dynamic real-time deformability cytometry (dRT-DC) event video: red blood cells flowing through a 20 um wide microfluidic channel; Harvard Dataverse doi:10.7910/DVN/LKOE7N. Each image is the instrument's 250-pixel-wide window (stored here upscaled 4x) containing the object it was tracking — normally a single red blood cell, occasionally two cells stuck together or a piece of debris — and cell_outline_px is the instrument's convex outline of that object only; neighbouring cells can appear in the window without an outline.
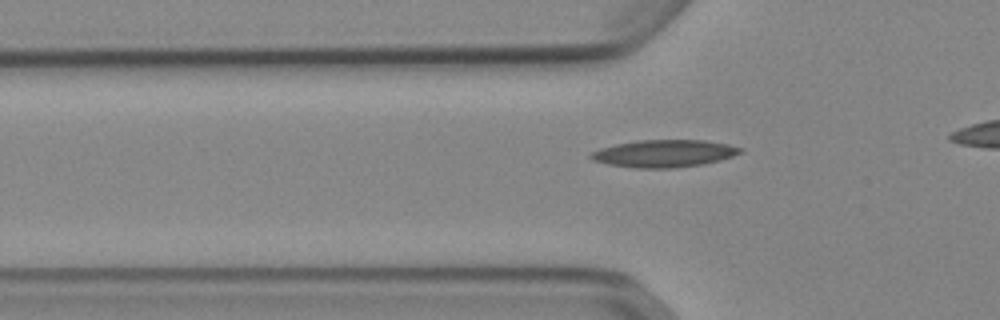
{"species": "Egyptian fruit bat (a non-hibernating species)", "species_latin": "Rousettus aegyptiacus", "temperature_condition": "cold", "stored_images_in_passage": 35, "camera_frame_rate_fps": 3000, "um_per_image_px": 0.085, "animal": {"sex": "female"}, "frame": {"image": 1, "passage_image": 9, "time_ms": 2.667, "image_size_px": [1000, 320], "cell_outline_px": [[744, 152], [720, 160], [700, 164], [672, 168], [636, 168], [608, 164], [592, 160], [588, 156], [592, 152], [600, 148], [616, 144], [636, 140], [704, 140], [728, 144], [744, 148]], "centroid_in_image_um": [56.45, 13.04], "position_along_channel_um": 69.3, "area_um2": 23.81}}
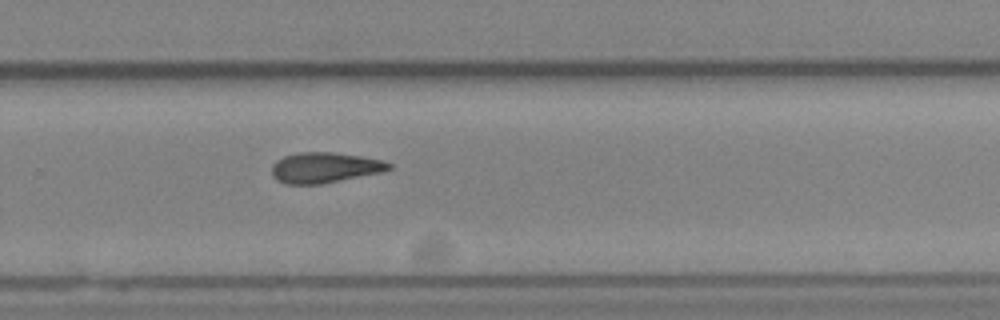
{"frame": {"image": 2, "passage_image": 27, "time_ms": 8.667, "image_size_px": [1000, 320], "cell_outline_px": [[392, 168], [380, 172], [320, 184], [288, 184], [276, 180], [272, 176], [272, 164], [276, 160], [284, 156], [300, 152], [332, 152], [360, 156], [380, 160], [392, 164]], "centroid_in_image_um": [27.55, 14.24], "position_along_channel_um": 302.3, "area_um2": 20.58}}
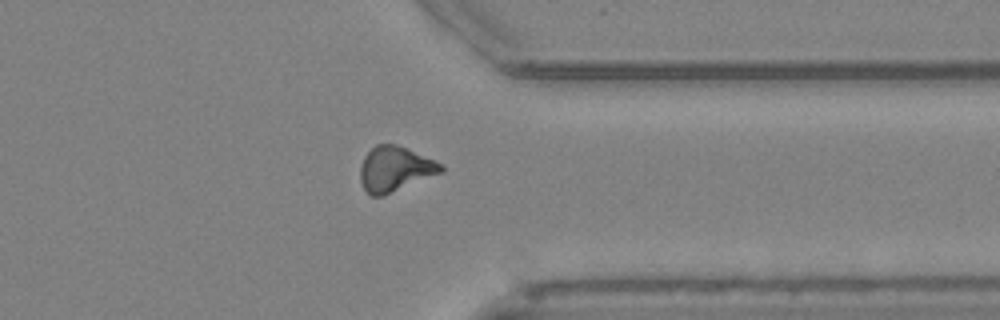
{"frame": {"image": 3, "passage_image": 33, "time_ms": 10.667, "image_size_px": [1000, 320], "cell_outline_px": [[444, 172], [384, 196], [372, 196], [364, 188], [360, 180], [360, 164], [364, 156], [376, 144], [396, 144], [436, 160], [444, 164]], "centroid_in_image_um": [33.6, 14.37], "position_along_channel_um": 377.8, "area_um2": 21.44}}